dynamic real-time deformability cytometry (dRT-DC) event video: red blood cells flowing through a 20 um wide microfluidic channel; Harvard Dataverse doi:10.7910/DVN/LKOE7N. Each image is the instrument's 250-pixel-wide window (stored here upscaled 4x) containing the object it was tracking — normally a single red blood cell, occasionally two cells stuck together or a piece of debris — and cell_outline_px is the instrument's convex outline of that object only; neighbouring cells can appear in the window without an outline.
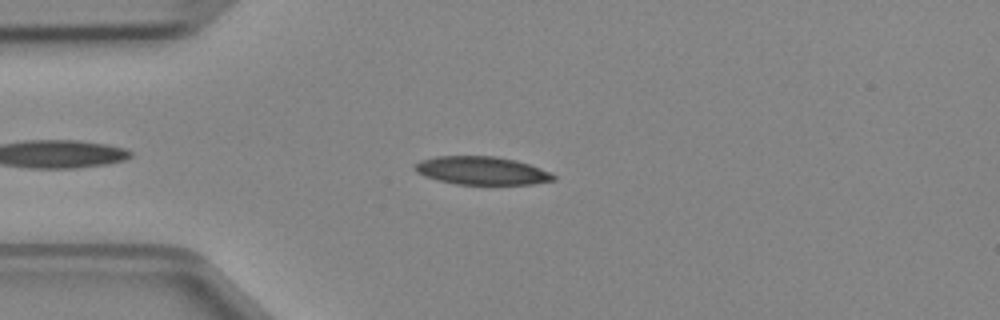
{"species": "Egyptian fruit bat (a non-hibernating species)", "species_latin": "Rousettus aegyptiacus", "temperature_condition": "cold", "stored_images_in_passage": 3, "camera_frame_rate_fps": 3000, "um_per_image_px": 0.085, "animal": {"sex": "female"}, "frame": {"image": 1, "passage_image": 3, "time_ms": 0.667, "image_size_px": [1000, 320], "cell_outline_px": [[556, 180], [532, 184], [456, 184], [424, 176], [416, 172], [416, 164], [420, 160], [436, 156], [496, 156], [516, 160], [540, 168], [556, 176]], "centroid_in_image_um": [40.96, 14.5], "position_along_channel_um": 44.0, "area_um2": 22.54}}